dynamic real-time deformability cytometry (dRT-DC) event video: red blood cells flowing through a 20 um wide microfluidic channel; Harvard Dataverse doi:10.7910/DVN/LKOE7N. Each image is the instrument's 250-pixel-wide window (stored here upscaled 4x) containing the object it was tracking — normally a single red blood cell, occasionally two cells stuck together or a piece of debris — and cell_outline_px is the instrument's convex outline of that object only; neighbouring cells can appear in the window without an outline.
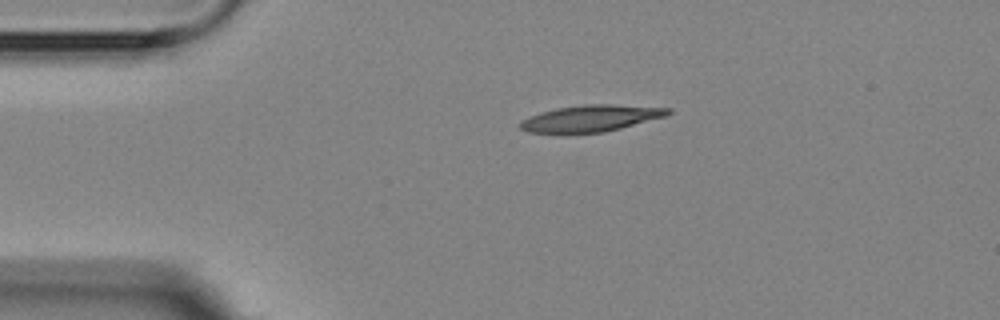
{"species": "Egyptian fruit bat (a non-hibernating species)", "species_latin": "Rousettus aegyptiacus", "temperature_condition": "room temperature", "stored_images_in_passage": 2, "camera_frame_rate_fps": 3000, "um_per_image_px": 0.085, "animal": {"sex": "female"}, "frame": {"image": 1, "passage_image": 1, "time_ms": 0.0, "image_size_px": [1000, 320], "cell_outline_px": [[672, 112], [664, 116], [620, 128], [604, 132], [528, 132], [520, 128], [520, 120], [528, 116], [540, 112], [556, 108], [584, 104], [612, 104], [672, 108]], "centroid_in_image_um": [50.2, 10.03], "position_along_channel_um": 34.8, "area_um2": 22.54}}